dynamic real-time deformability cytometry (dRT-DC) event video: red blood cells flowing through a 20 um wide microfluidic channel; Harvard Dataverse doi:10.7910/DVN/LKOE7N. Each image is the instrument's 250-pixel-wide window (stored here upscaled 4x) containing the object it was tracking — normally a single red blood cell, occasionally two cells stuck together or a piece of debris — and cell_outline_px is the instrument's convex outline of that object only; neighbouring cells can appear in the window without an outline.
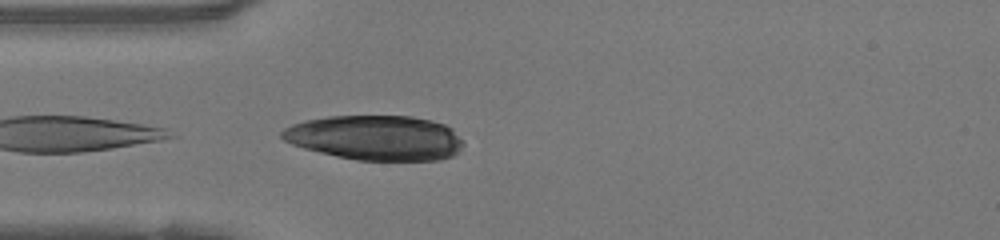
{"species": "human", "species_latin": "Homo sapiens", "temperature_condition": "warm", "stored_images_in_passage": 8, "camera_frame_rate_fps": 3000, "um_per_image_px": 0.085, "donor": {"sex": "female"}, "frame": {"image": 1, "passage_image": 1, "time_ms": 0.0, "image_size_px": [1000, 240], "cell_outline_px": [[464, 144], [452, 156], [440, 160], [356, 160], [336, 156], [304, 148], [292, 144], [284, 140], [280, 136], [280, 132], [284, 128], [292, 124], [304, 120], [328, 116], [412, 116], [432, 120], [444, 124], [452, 128], [464, 140]], "centroid_in_image_um": [31.93, 11.7], "position_along_channel_um": 53.1, "area_um2": 47.63}}
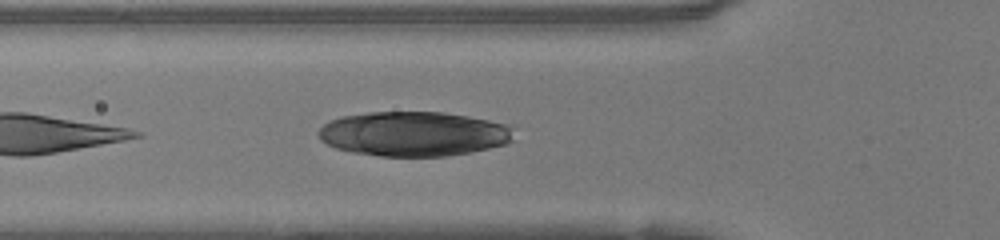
{"frame": {"image": 2, "passage_image": 4, "time_ms": 1.0, "image_size_px": [1000, 240], "cell_outline_px": [[516, 128], [512, 140], [508, 144], [468, 152], [444, 156], [380, 156], [352, 152], [336, 148], [320, 140], [316, 132], [324, 124], [332, 120], [344, 116], [368, 112], [440, 112], [468, 116], [508, 124]], "centroid_in_image_um": [35.19, 11.37], "position_along_channel_um": 90.6, "area_um2": 50.92}}